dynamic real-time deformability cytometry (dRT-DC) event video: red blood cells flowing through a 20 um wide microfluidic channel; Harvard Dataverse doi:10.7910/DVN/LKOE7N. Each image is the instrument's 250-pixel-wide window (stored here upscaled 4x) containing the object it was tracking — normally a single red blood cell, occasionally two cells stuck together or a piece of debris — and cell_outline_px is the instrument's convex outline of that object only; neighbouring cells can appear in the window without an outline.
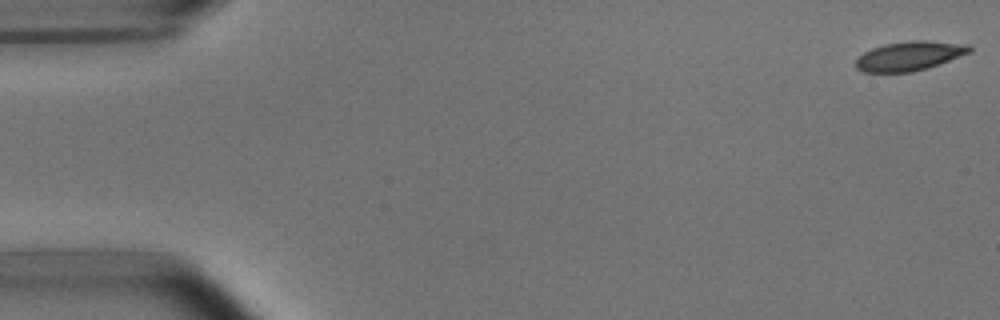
{"species": "common noctule bat (a hibernating species)", "species_latin": "Nyctalus noctula", "temperature_condition": "room temperature", "stored_images_in_passage": 5, "camera_frame_rate_fps": 3000, "um_per_image_px": 0.085, "animal": {"sex": "male", "body_mass_g": 15.6}, "frame": {"image": 1, "passage_image": 1, "time_ms": 0.0, "image_size_px": [1000, 320], "cell_outline_px": [[972, 52], [912, 72], [864, 72], [856, 68], [856, 60], [864, 52], [872, 48], [884, 44], [912, 40], [928, 40], [968, 44], [972, 48]], "centroid_in_image_um": [77.3, 4.74], "position_along_channel_um": 7.7, "area_um2": 19.19}}
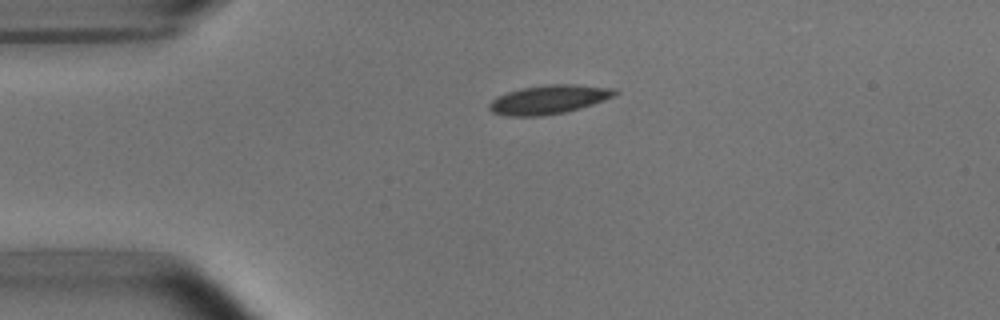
{"frame": {"image": 2, "passage_image": 4, "time_ms": 3.667, "image_size_px": [1000, 320], "cell_outline_px": [[620, 92], [612, 96], [592, 104], [580, 108], [564, 112], [540, 116], [508, 116], [492, 112], [488, 108], [488, 104], [496, 96], [508, 92], [524, 88], [544, 84], [572, 84], [616, 88]], "centroid_in_image_um": [46.63, 8.45], "position_along_channel_um": 38.4, "area_um2": 21.04}}